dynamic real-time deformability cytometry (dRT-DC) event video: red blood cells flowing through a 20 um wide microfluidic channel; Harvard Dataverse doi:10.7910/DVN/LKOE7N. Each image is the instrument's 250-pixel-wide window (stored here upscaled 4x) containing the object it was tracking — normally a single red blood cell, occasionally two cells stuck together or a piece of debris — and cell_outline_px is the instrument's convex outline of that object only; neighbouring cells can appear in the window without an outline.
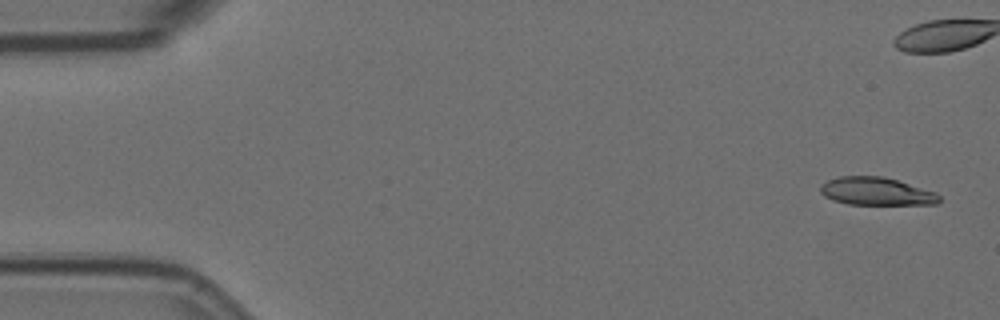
{"species": "Egyptian fruit bat (a non-hibernating species)", "species_latin": "Rousettus aegyptiacus", "temperature_condition": "room temperature", "stored_images_in_passage": 15, "camera_frame_rate_fps": 3000, "um_per_image_px": 0.085, "animal": {"sex": "female"}, "frame": {"image": 1, "passage_image": 1, "time_ms": 0.0, "image_size_px": [1000, 320], "cell_outline_px": [[940, 200], [936, 204], [848, 204], [832, 200], [824, 196], [820, 192], [820, 184], [828, 180], [840, 176], [884, 176], [936, 192], [940, 196]], "centroid_in_image_um": [74.46, 16.26], "position_along_channel_um": 10.5, "area_um2": 19.31}}
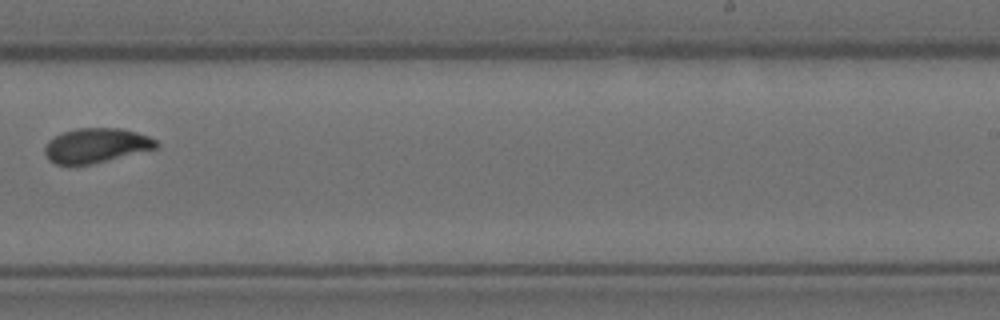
{"frame": {"image": 2, "passage_image": 10, "time_ms": 3.0, "image_size_px": [1000, 320], "cell_outline_px": [[160, 148], [92, 164], [68, 168], [56, 164], [48, 160], [44, 152], [44, 148], [48, 140], [64, 132], [76, 128], [120, 128], [136, 132], [148, 136], [156, 140], [160, 144]], "centroid_in_image_um": [8.16, 12.41], "position_along_channel_um": 280.8, "area_um2": 23.12}}
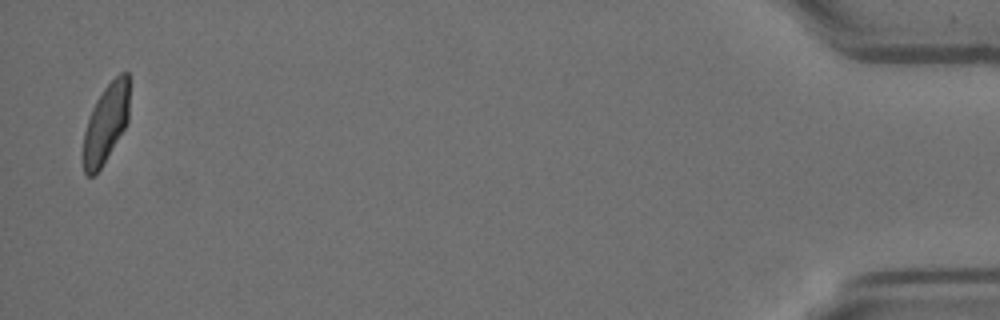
{"frame": {"image": 3, "passage_image": 15, "time_ms": 4.667, "image_size_px": [1000, 320], "cell_outline_px": [[128, 120], [124, 128], [100, 168], [92, 176], [88, 176], [84, 172], [80, 156], [84, 132], [92, 108], [96, 100], [104, 88], [120, 72], [128, 72]], "centroid_in_image_um": [8.94, 10.52], "position_along_channel_um": 426.3, "area_um2": 21.1}}